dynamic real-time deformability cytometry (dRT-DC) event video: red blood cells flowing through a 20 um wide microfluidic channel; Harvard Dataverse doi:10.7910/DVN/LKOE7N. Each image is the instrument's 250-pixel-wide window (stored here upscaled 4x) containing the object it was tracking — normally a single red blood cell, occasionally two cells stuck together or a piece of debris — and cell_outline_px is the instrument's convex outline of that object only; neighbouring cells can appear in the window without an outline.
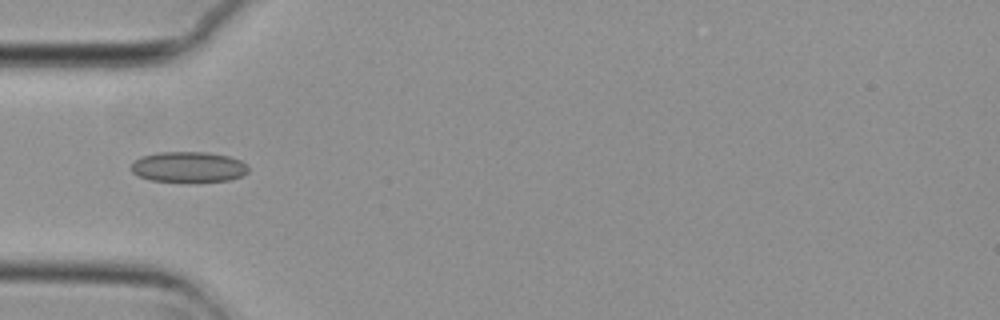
{"species": "common noctule bat (a hibernating species)", "species_latin": "Nyctalus noctula", "temperature_condition": "cold", "stored_images_in_passage": 9, "camera_frame_rate_fps": 3000, "um_per_image_px": 0.085, "animal": {"sex": "female", "body_mass_g": 29.2, "forearm_length_mm": 56.3}, "frame": {"image": 1, "passage_image": 4, "time_ms": 1.0, "image_size_px": [1000, 320], "cell_outline_px": [[248, 172], [240, 176], [228, 180], [196, 184], [152, 180], [140, 176], [132, 172], [132, 164], [136, 160], [144, 156], [156, 152], [204, 152], [228, 156], [240, 160], [248, 168]], "centroid_in_image_um": [16.04, 14.23], "position_along_channel_um": 69.0, "area_um2": 21.15}}
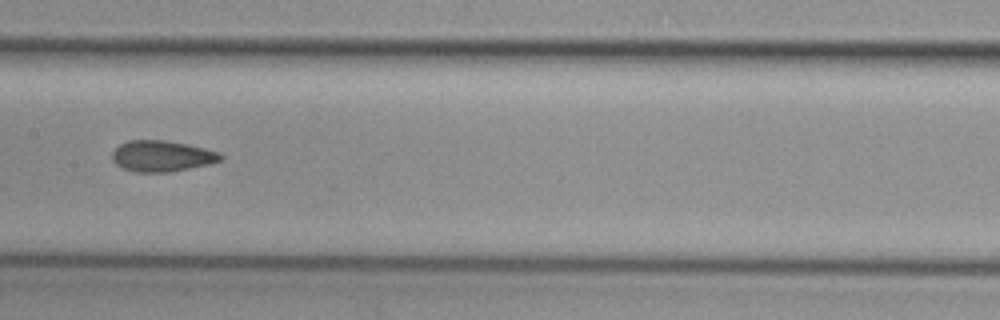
{"frame": {"image": 2, "passage_image": 7, "time_ms": 2.0, "image_size_px": [1000, 320], "cell_outline_px": [[224, 156], [220, 160], [208, 164], [172, 172], [132, 172], [116, 164], [112, 160], [112, 152], [120, 144], [128, 140], [164, 140], [188, 144], [220, 152]], "centroid_in_image_um": [13.75, 13.26], "position_along_channel_um": 193.6, "area_um2": 19.65}}
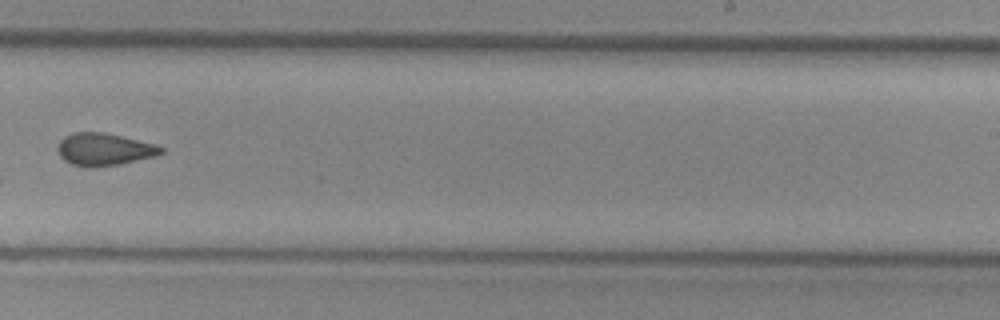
{"frame": {"image": 3, "passage_image": 9, "time_ms": 2.667, "image_size_px": [1000, 320], "cell_outline_px": [[164, 152], [156, 156], [120, 164], [92, 168], [72, 164], [64, 160], [60, 156], [56, 148], [60, 140], [64, 136], [72, 132], [104, 132], [156, 144], [164, 148]], "centroid_in_image_um": [8.84, 12.69], "position_along_channel_um": 280.2, "area_um2": 19.71}}